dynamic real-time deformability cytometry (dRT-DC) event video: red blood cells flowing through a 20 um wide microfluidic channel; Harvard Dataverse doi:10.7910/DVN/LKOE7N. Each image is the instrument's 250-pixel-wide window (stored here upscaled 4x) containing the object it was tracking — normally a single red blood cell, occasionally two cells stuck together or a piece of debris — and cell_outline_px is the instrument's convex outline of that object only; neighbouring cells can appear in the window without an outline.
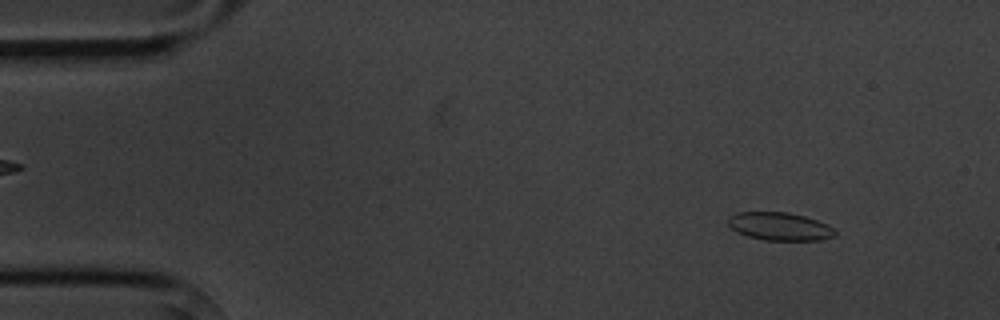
{"species": "common noctule bat (a hibernating species)", "species_latin": "Nyctalus noctula", "temperature_condition": "cold", "stored_images_in_passage": 4, "camera_frame_rate_fps": 3000, "um_per_image_px": 0.085, "animal": {"sex": "male", "body_mass_g": 20.1, "forearm_length_mm": 53.5}, "frame": {"image": 1, "passage_image": 1, "time_ms": 0.0, "image_size_px": [1000, 320], "cell_outline_px": [[836, 236], [820, 240], [764, 240], [748, 236], [736, 232], [728, 224], [728, 216], [736, 212], [788, 212], [804, 216], [828, 224], [836, 232]], "centroid_in_image_um": [66.26, 19.24], "position_along_channel_um": 18.7, "area_um2": 17.51}}